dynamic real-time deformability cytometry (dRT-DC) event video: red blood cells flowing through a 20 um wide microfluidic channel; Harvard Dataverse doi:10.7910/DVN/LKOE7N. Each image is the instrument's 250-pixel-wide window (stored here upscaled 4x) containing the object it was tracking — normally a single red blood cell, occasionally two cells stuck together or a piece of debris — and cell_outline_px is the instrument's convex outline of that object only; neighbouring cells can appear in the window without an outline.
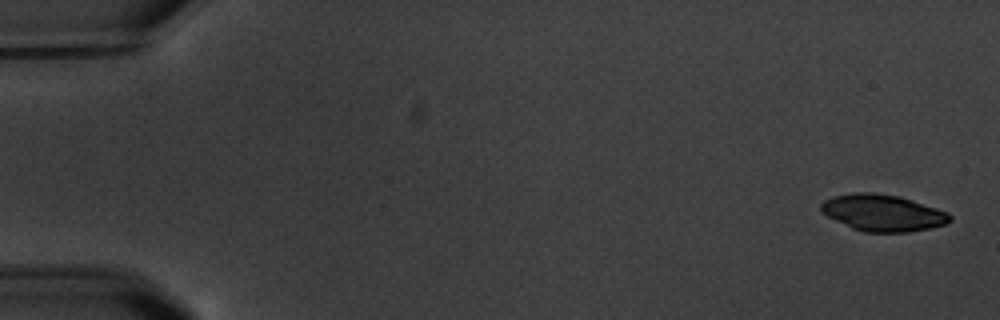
{"species": "common noctule bat (a hibernating species)", "species_latin": "Nyctalus noctula", "temperature_condition": "warm", "stored_images_in_passage": 6, "camera_frame_rate_fps": 3000, "um_per_image_px": 0.085, "animal": {"sex": "male", "body_mass_g": 20.1, "forearm_length_mm": 53.5}, "frame": {"image": 1, "passage_image": 1, "time_ms": 0.0, "image_size_px": [1000, 320], "cell_outline_px": [[952, 220], [948, 224], [932, 228], [908, 232], [864, 232], [852, 228], [828, 216], [820, 208], [820, 204], [824, 200], [832, 196], [852, 192], [876, 192], [900, 196], [948, 212], [952, 216]], "centroid_in_image_um": [75.07, 18.08], "position_along_channel_um": 9.9, "area_um2": 27.69}}